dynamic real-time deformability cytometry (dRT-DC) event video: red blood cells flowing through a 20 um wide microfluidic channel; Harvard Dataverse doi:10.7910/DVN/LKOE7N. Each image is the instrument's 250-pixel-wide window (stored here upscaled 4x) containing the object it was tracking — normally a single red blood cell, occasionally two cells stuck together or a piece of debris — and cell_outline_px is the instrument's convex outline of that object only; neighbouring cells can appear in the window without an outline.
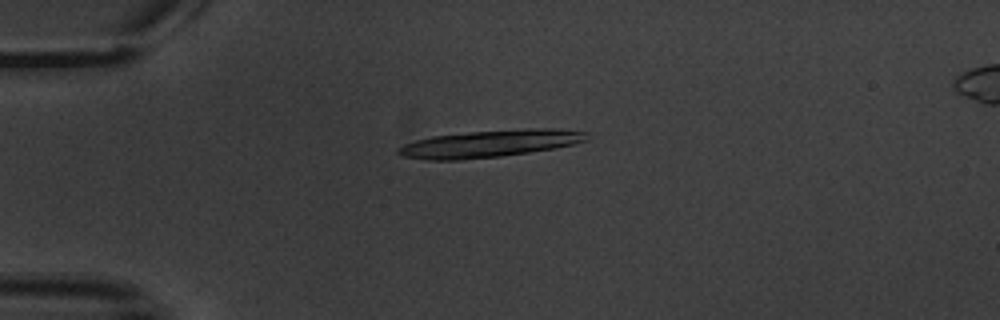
{"species": "common noctule bat (a hibernating species)", "species_latin": "Nyctalus noctula", "temperature_condition": "warm", "stored_images_in_passage": 6, "camera_frame_rate_fps": 3000, "um_per_image_px": 0.085, "animal": {"sex": "male", "body_mass_g": 20.1, "forearm_length_mm": 53.5}, "frame": {"image": 1, "passage_image": 4, "time_ms": 3.667, "image_size_px": [1000, 320], "cell_outline_px": [[588, 140], [556, 148], [500, 156], [460, 160], [424, 160], [404, 156], [396, 152], [396, 148], [404, 144], [416, 140], [432, 136], [472, 132], [528, 128], [556, 128], [588, 132]], "centroid_in_image_um": [41.64, 12.21], "position_along_channel_um": 43.4, "area_um2": 29.82}}